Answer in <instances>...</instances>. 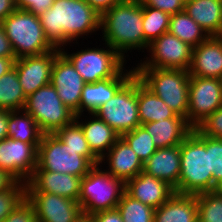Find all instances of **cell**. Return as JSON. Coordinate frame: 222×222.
Returning <instances> with one entry per match:
<instances>
[{"mask_svg":"<svg viewBox=\"0 0 222 222\" xmlns=\"http://www.w3.org/2000/svg\"><path fill=\"white\" fill-rule=\"evenodd\" d=\"M54 0H15V5L18 9H23L40 15L45 10L50 8Z\"/></svg>","mask_w":222,"mask_h":222,"instance_id":"60d3db41","label":"cell"},{"mask_svg":"<svg viewBox=\"0 0 222 222\" xmlns=\"http://www.w3.org/2000/svg\"><path fill=\"white\" fill-rule=\"evenodd\" d=\"M60 49L37 56H26L15 60L14 67L26 97L51 83V71Z\"/></svg>","mask_w":222,"mask_h":222,"instance_id":"2e32d148","label":"cell"},{"mask_svg":"<svg viewBox=\"0 0 222 222\" xmlns=\"http://www.w3.org/2000/svg\"><path fill=\"white\" fill-rule=\"evenodd\" d=\"M9 110L0 109V141L8 137Z\"/></svg>","mask_w":222,"mask_h":222,"instance_id":"bcb514c9","label":"cell"},{"mask_svg":"<svg viewBox=\"0 0 222 222\" xmlns=\"http://www.w3.org/2000/svg\"><path fill=\"white\" fill-rule=\"evenodd\" d=\"M151 135L157 148L180 145L192 132L193 127L186 118H168L141 124Z\"/></svg>","mask_w":222,"mask_h":222,"instance_id":"cb8c5ba5","label":"cell"},{"mask_svg":"<svg viewBox=\"0 0 222 222\" xmlns=\"http://www.w3.org/2000/svg\"><path fill=\"white\" fill-rule=\"evenodd\" d=\"M92 222H124L116 209L97 212L88 217Z\"/></svg>","mask_w":222,"mask_h":222,"instance_id":"b9f144b4","label":"cell"},{"mask_svg":"<svg viewBox=\"0 0 222 222\" xmlns=\"http://www.w3.org/2000/svg\"><path fill=\"white\" fill-rule=\"evenodd\" d=\"M89 116L84 120L82 119L84 115H77L75 121L81 126L89 148L100 160L120 138V135L94 113H89Z\"/></svg>","mask_w":222,"mask_h":222,"instance_id":"603a6c76","label":"cell"},{"mask_svg":"<svg viewBox=\"0 0 222 222\" xmlns=\"http://www.w3.org/2000/svg\"><path fill=\"white\" fill-rule=\"evenodd\" d=\"M142 20L143 6L140 0H122L101 14L102 41L124 59L129 56L125 53L133 49L144 52L149 43L144 39Z\"/></svg>","mask_w":222,"mask_h":222,"instance_id":"7a4b0ae2","label":"cell"},{"mask_svg":"<svg viewBox=\"0 0 222 222\" xmlns=\"http://www.w3.org/2000/svg\"><path fill=\"white\" fill-rule=\"evenodd\" d=\"M137 102L141 124L168 118H185L168 107L162 99L146 88L137 77Z\"/></svg>","mask_w":222,"mask_h":222,"instance_id":"4316f807","label":"cell"},{"mask_svg":"<svg viewBox=\"0 0 222 222\" xmlns=\"http://www.w3.org/2000/svg\"><path fill=\"white\" fill-rule=\"evenodd\" d=\"M104 162L108 165L105 170L124 183L143 171L142 161L121 137L100 159V164Z\"/></svg>","mask_w":222,"mask_h":222,"instance_id":"44dd1931","label":"cell"},{"mask_svg":"<svg viewBox=\"0 0 222 222\" xmlns=\"http://www.w3.org/2000/svg\"><path fill=\"white\" fill-rule=\"evenodd\" d=\"M168 32L177 36L192 48L206 41L210 36L197 24L185 10L170 15Z\"/></svg>","mask_w":222,"mask_h":222,"instance_id":"f1b7e54d","label":"cell"},{"mask_svg":"<svg viewBox=\"0 0 222 222\" xmlns=\"http://www.w3.org/2000/svg\"><path fill=\"white\" fill-rule=\"evenodd\" d=\"M7 132L9 138L30 144H40L44 134L24 109L9 111Z\"/></svg>","mask_w":222,"mask_h":222,"instance_id":"83f0119b","label":"cell"},{"mask_svg":"<svg viewBox=\"0 0 222 222\" xmlns=\"http://www.w3.org/2000/svg\"><path fill=\"white\" fill-rule=\"evenodd\" d=\"M128 70L125 68L117 77L100 80L95 83H85L79 105V115H83L84 111L88 112V114L94 113L101 105L111 99L135 74L133 66Z\"/></svg>","mask_w":222,"mask_h":222,"instance_id":"ac0fdd59","label":"cell"},{"mask_svg":"<svg viewBox=\"0 0 222 222\" xmlns=\"http://www.w3.org/2000/svg\"><path fill=\"white\" fill-rule=\"evenodd\" d=\"M216 191L222 193V182L216 187Z\"/></svg>","mask_w":222,"mask_h":222,"instance_id":"f907efd6","label":"cell"},{"mask_svg":"<svg viewBox=\"0 0 222 222\" xmlns=\"http://www.w3.org/2000/svg\"><path fill=\"white\" fill-rule=\"evenodd\" d=\"M120 137L132 148L143 164L158 149L152 141L151 135L142 125L122 134Z\"/></svg>","mask_w":222,"mask_h":222,"instance_id":"836d02e7","label":"cell"},{"mask_svg":"<svg viewBox=\"0 0 222 222\" xmlns=\"http://www.w3.org/2000/svg\"><path fill=\"white\" fill-rule=\"evenodd\" d=\"M142 6L159 9L169 15L184 10L185 0H140Z\"/></svg>","mask_w":222,"mask_h":222,"instance_id":"ab89813d","label":"cell"},{"mask_svg":"<svg viewBox=\"0 0 222 222\" xmlns=\"http://www.w3.org/2000/svg\"><path fill=\"white\" fill-rule=\"evenodd\" d=\"M144 39L150 44L163 33L168 32L170 15L159 9L143 6Z\"/></svg>","mask_w":222,"mask_h":222,"instance_id":"1f68e13d","label":"cell"},{"mask_svg":"<svg viewBox=\"0 0 222 222\" xmlns=\"http://www.w3.org/2000/svg\"><path fill=\"white\" fill-rule=\"evenodd\" d=\"M102 44L106 45V49L92 47L69 53L67 48L65 51L66 46H63L60 48V52L72 63L85 83H95L117 77L127 64V60L110 45Z\"/></svg>","mask_w":222,"mask_h":222,"instance_id":"ba28073f","label":"cell"},{"mask_svg":"<svg viewBox=\"0 0 222 222\" xmlns=\"http://www.w3.org/2000/svg\"><path fill=\"white\" fill-rule=\"evenodd\" d=\"M215 37L222 39V24L219 33Z\"/></svg>","mask_w":222,"mask_h":222,"instance_id":"681fc988","label":"cell"},{"mask_svg":"<svg viewBox=\"0 0 222 222\" xmlns=\"http://www.w3.org/2000/svg\"><path fill=\"white\" fill-rule=\"evenodd\" d=\"M16 181L8 172L0 169V192L10 188Z\"/></svg>","mask_w":222,"mask_h":222,"instance_id":"7dc6e473","label":"cell"},{"mask_svg":"<svg viewBox=\"0 0 222 222\" xmlns=\"http://www.w3.org/2000/svg\"><path fill=\"white\" fill-rule=\"evenodd\" d=\"M125 192L154 209L159 208L175 193L166 182L144 171L125 183Z\"/></svg>","mask_w":222,"mask_h":222,"instance_id":"ffe728a7","label":"cell"},{"mask_svg":"<svg viewBox=\"0 0 222 222\" xmlns=\"http://www.w3.org/2000/svg\"><path fill=\"white\" fill-rule=\"evenodd\" d=\"M81 222H92L89 218H84Z\"/></svg>","mask_w":222,"mask_h":222,"instance_id":"816d5d0a","label":"cell"},{"mask_svg":"<svg viewBox=\"0 0 222 222\" xmlns=\"http://www.w3.org/2000/svg\"><path fill=\"white\" fill-rule=\"evenodd\" d=\"M1 24L16 59L45 54L55 49L46 38L39 16L30 11L17 8Z\"/></svg>","mask_w":222,"mask_h":222,"instance_id":"5b68a950","label":"cell"},{"mask_svg":"<svg viewBox=\"0 0 222 222\" xmlns=\"http://www.w3.org/2000/svg\"><path fill=\"white\" fill-rule=\"evenodd\" d=\"M102 169V164L96 165L81 179L78 202L86 218L116 209L125 192V183Z\"/></svg>","mask_w":222,"mask_h":222,"instance_id":"8992f818","label":"cell"},{"mask_svg":"<svg viewBox=\"0 0 222 222\" xmlns=\"http://www.w3.org/2000/svg\"><path fill=\"white\" fill-rule=\"evenodd\" d=\"M16 9L15 0H0V23Z\"/></svg>","mask_w":222,"mask_h":222,"instance_id":"f6af8a7d","label":"cell"},{"mask_svg":"<svg viewBox=\"0 0 222 222\" xmlns=\"http://www.w3.org/2000/svg\"><path fill=\"white\" fill-rule=\"evenodd\" d=\"M16 57H0V77L14 67Z\"/></svg>","mask_w":222,"mask_h":222,"instance_id":"c3c4849f","label":"cell"},{"mask_svg":"<svg viewBox=\"0 0 222 222\" xmlns=\"http://www.w3.org/2000/svg\"><path fill=\"white\" fill-rule=\"evenodd\" d=\"M39 19L46 38L60 49L70 43L77 44L78 39L83 37L84 40L85 35H96L100 31L101 14L85 0H54Z\"/></svg>","mask_w":222,"mask_h":222,"instance_id":"6da1fadb","label":"cell"},{"mask_svg":"<svg viewBox=\"0 0 222 222\" xmlns=\"http://www.w3.org/2000/svg\"><path fill=\"white\" fill-rule=\"evenodd\" d=\"M37 222H81L85 217L79 202L56 194L26 192Z\"/></svg>","mask_w":222,"mask_h":222,"instance_id":"5bb4252c","label":"cell"},{"mask_svg":"<svg viewBox=\"0 0 222 222\" xmlns=\"http://www.w3.org/2000/svg\"><path fill=\"white\" fill-rule=\"evenodd\" d=\"M198 222H222V193L204 192L196 195Z\"/></svg>","mask_w":222,"mask_h":222,"instance_id":"d6a6232c","label":"cell"},{"mask_svg":"<svg viewBox=\"0 0 222 222\" xmlns=\"http://www.w3.org/2000/svg\"><path fill=\"white\" fill-rule=\"evenodd\" d=\"M96 165L98 164L84 150L68 147L51 133L42 136L34 171H53L83 177Z\"/></svg>","mask_w":222,"mask_h":222,"instance_id":"52a82bcc","label":"cell"},{"mask_svg":"<svg viewBox=\"0 0 222 222\" xmlns=\"http://www.w3.org/2000/svg\"><path fill=\"white\" fill-rule=\"evenodd\" d=\"M38 146L9 137L0 141V169L26 184L37 167Z\"/></svg>","mask_w":222,"mask_h":222,"instance_id":"4fadbf2b","label":"cell"},{"mask_svg":"<svg viewBox=\"0 0 222 222\" xmlns=\"http://www.w3.org/2000/svg\"><path fill=\"white\" fill-rule=\"evenodd\" d=\"M120 136L140 126L137 76L134 74L117 93L94 112Z\"/></svg>","mask_w":222,"mask_h":222,"instance_id":"30bf717a","label":"cell"},{"mask_svg":"<svg viewBox=\"0 0 222 222\" xmlns=\"http://www.w3.org/2000/svg\"><path fill=\"white\" fill-rule=\"evenodd\" d=\"M82 177L53 171H33L28 179L26 192L56 194L78 202Z\"/></svg>","mask_w":222,"mask_h":222,"instance_id":"e0dca14e","label":"cell"},{"mask_svg":"<svg viewBox=\"0 0 222 222\" xmlns=\"http://www.w3.org/2000/svg\"><path fill=\"white\" fill-rule=\"evenodd\" d=\"M214 191L213 174L209 171L206 135L197 128L180 144V176L178 193L197 195Z\"/></svg>","mask_w":222,"mask_h":222,"instance_id":"3957f363","label":"cell"},{"mask_svg":"<svg viewBox=\"0 0 222 222\" xmlns=\"http://www.w3.org/2000/svg\"><path fill=\"white\" fill-rule=\"evenodd\" d=\"M222 107V79L190 76L187 121L196 128Z\"/></svg>","mask_w":222,"mask_h":222,"instance_id":"7c38bea8","label":"cell"},{"mask_svg":"<svg viewBox=\"0 0 222 222\" xmlns=\"http://www.w3.org/2000/svg\"><path fill=\"white\" fill-rule=\"evenodd\" d=\"M124 222H153L155 209L123 193L117 205Z\"/></svg>","mask_w":222,"mask_h":222,"instance_id":"4dcf8cb0","label":"cell"},{"mask_svg":"<svg viewBox=\"0 0 222 222\" xmlns=\"http://www.w3.org/2000/svg\"><path fill=\"white\" fill-rule=\"evenodd\" d=\"M135 75L152 93L178 115L187 119L189 107L188 70L163 68H134Z\"/></svg>","mask_w":222,"mask_h":222,"instance_id":"277c9868","label":"cell"},{"mask_svg":"<svg viewBox=\"0 0 222 222\" xmlns=\"http://www.w3.org/2000/svg\"><path fill=\"white\" fill-rule=\"evenodd\" d=\"M54 134L68 147L74 150H84L98 165L100 164V160L89 148L84 132L76 121L58 129Z\"/></svg>","mask_w":222,"mask_h":222,"instance_id":"e575fe53","label":"cell"},{"mask_svg":"<svg viewBox=\"0 0 222 222\" xmlns=\"http://www.w3.org/2000/svg\"><path fill=\"white\" fill-rule=\"evenodd\" d=\"M143 171L166 182L178 193L180 145L158 148L143 164Z\"/></svg>","mask_w":222,"mask_h":222,"instance_id":"7402d4cb","label":"cell"},{"mask_svg":"<svg viewBox=\"0 0 222 222\" xmlns=\"http://www.w3.org/2000/svg\"><path fill=\"white\" fill-rule=\"evenodd\" d=\"M26 99L16 68L13 67L0 77V109L23 110Z\"/></svg>","mask_w":222,"mask_h":222,"instance_id":"f546056e","label":"cell"},{"mask_svg":"<svg viewBox=\"0 0 222 222\" xmlns=\"http://www.w3.org/2000/svg\"><path fill=\"white\" fill-rule=\"evenodd\" d=\"M92 8H94L99 14H102L106 10L112 8L122 0H85Z\"/></svg>","mask_w":222,"mask_h":222,"instance_id":"ee69618b","label":"cell"},{"mask_svg":"<svg viewBox=\"0 0 222 222\" xmlns=\"http://www.w3.org/2000/svg\"><path fill=\"white\" fill-rule=\"evenodd\" d=\"M25 197L26 186L19 181H16L7 190L0 192V222H4L6 217Z\"/></svg>","mask_w":222,"mask_h":222,"instance_id":"d590c367","label":"cell"},{"mask_svg":"<svg viewBox=\"0 0 222 222\" xmlns=\"http://www.w3.org/2000/svg\"><path fill=\"white\" fill-rule=\"evenodd\" d=\"M4 222H37L35 209L31 202L25 197L6 217Z\"/></svg>","mask_w":222,"mask_h":222,"instance_id":"f35d334b","label":"cell"},{"mask_svg":"<svg viewBox=\"0 0 222 222\" xmlns=\"http://www.w3.org/2000/svg\"><path fill=\"white\" fill-rule=\"evenodd\" d=\"M148 52L149 57H144V61L141 59L134 68L189 70L191 65L192 47L169 32L153 40L147 48Z\"/></svg>","mask_w":222,"mask_h":222,"instance_id":"8fae6325","label":"cell"},{"mask_svg":"<svg viewBox=\"0 0 222 222\" xmlns=\"http://www.w3.org/2000/svg\"><path fill=\"white\" fill-rule=\"evenodd\" d=\"M51 84L55 87L62 103L76 116L79 115V105L85 82L61 52L55 58L52 66Z\"/></svg>","mask_w":222,"mask_h":222,"instance_id":"9a60e30c","label":"cell"},{"mask_svg":"<svg viewBox=\"0 0 222 222\" xmlns=\"http://www.w3.org/2000/svg\"><path fill=\"white\" fill-rule=\"evenodd\" d=\"M190 76L222 79V39L210 36L192 48Z\"/></svg>","mask_w":222,"mask_h":222,"instance_id":"d6986e66","label":"cell"},{"mask_svg":"<svg viewBox=\"0 0 222 222\" xmlns=\"http://www.w3.org/2000/svg\"><path fill=\"white\" fill-rule=\"evenodd\" d=\"M0 57H15L11 43L0 23Z\"/></svg>","mask_w":222,"mask_h":222,"instance_id":"7bdbcfd3","label":"cell"},{"mask_svg":"<svg viewBox=\"0 0 222 222\" xmlns=\"http://www.w3.org/2000/svg\"><path fill=\"white\" fill-rule=\"evenodd\" d=\"M196 195L174 193L154 211L153 222H197Z\"/></svg>","mask_w":222,"mask_h":222,"instance_id":"d4e9b609","label":"cell"},{"mask_svg":"<svg viewBox=\"0 0 222 222\" xmlns=\"http://www.w3.org/2000/svg\"><path fill=\"white\" fill-rule=\"evenodd\" d=\"M206 151H209V171L213 174L214 191L222 182V139L206 136Z\"/></svg>","mask_w":222,"mask_h":222,"instance_id":"8d00e7d4","label":"cell"},{"mask_svg":"<svg viewBox=\"0 0 222 222\" xmlns=\"http://www.w3.org/2000/svg\"><path fill=\"white\" fill-rule=\"evenodd\" d=\"M24 110L34 118L44 134L55 133L72 124L76 118L75 113L62 103L51 83L29 95Z\"/></svg>","mask_w":222,"mask_h":222,"instance_id":"9c48e42d","label":"cell"},{"mask_svg":"<svg viewBox=\"0 0 222 222\" xmlns=\"http://www.w3.org/2000/svg\"><path fill=\"white\" fill-rule=\"evenodd\" d=\"M203 135L222 139V107L214 111L196 127Z\"/></svg>","mask_w":222,"mask_h":222,"instance_id":"74e56055","label":"cell"},{"mask_svg":"<svg viewBox=\"0 0 222 222\" xmlns=\"http://www.w3.org/2000/svg\"><path fill=\"white\" fill-rule=\"evenodd\" d=\"M185 12L209 36H216L222 24V3L219 0H186Z\"/></svg>","mask_w":222,"mask_h":222,"instance_id":"484cf974","label":"cell"}]
</instances>
